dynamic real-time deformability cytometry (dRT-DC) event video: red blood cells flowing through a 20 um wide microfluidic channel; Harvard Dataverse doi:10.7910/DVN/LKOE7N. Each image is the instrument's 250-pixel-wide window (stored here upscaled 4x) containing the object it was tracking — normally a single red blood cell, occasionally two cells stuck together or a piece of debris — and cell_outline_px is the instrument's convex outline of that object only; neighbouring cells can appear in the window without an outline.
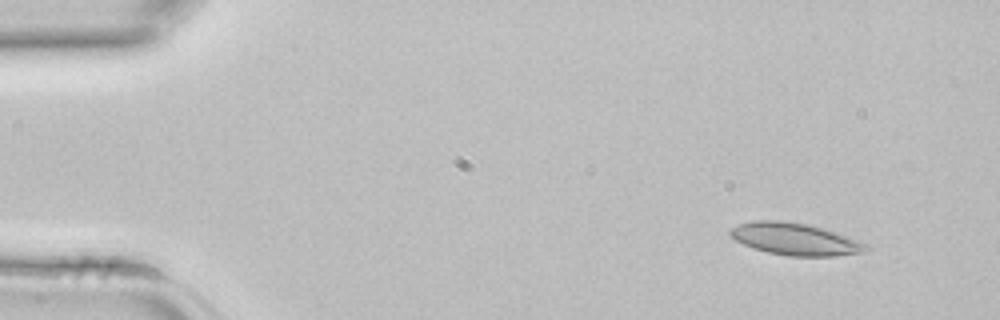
{"species": "common noctule bat (a hibernating species)", "species_latin": "Nyctalus noctula", "temperature_condition": "room temperature", "stored_images_in_passage": 4, "segment_of_instrument_passage": [1, 2], "camera_frame_rate_fps": 3000, "um_per_image_px": 0.085, "animal": {"sex": "female", "body_mass_g": 22.7, "forearm_length_mm": 54.2}, "frame": {"image": 1, "passage_image": 1, "time_ms": 0.0, "image_size_px": [1000, 320], "cell_outline_px": [[872, 248], [860, 252], [836, 256], [788, 256], [768, 252], [752, 248], [736, 240], [728, 232], [732, 228], [740, 224], [752, 220], [780, 220], [808, 224], [868, 244]], "centroid_in_image_um": [67.55, 20.32], "position_along_channel_um": 17.5, "area_um2": 25.03}}
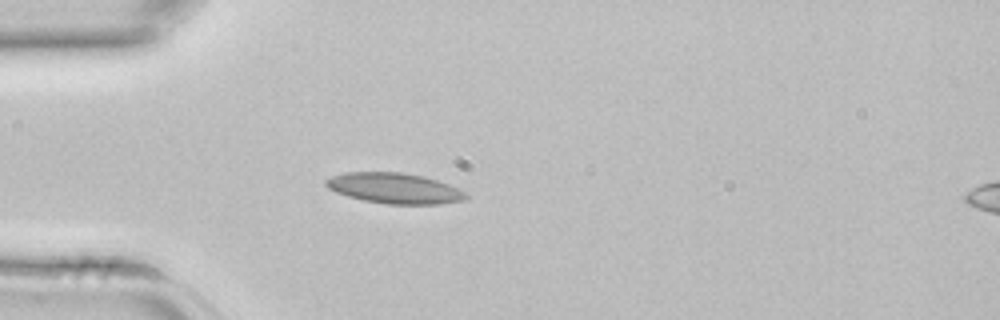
{"frame": {"image": 2, "passage_image": 3, "time_ms": 0.667, "image_size_px": [1000, 320], "cell_outline_px": [[472, 196], [464, 200], [440, 204], [384, 204], [364, 200], [348, 196], [336, 192], [328, 188], [324, 184], [324, 180], [332, 176], [344, 172], [404, 172], [424, 176], [460, 188], [468, 192]], "centroid_in_image_um": [33.57, 16.0], "position_along_channel_um": 51.4, "area_um2": 25.26}}